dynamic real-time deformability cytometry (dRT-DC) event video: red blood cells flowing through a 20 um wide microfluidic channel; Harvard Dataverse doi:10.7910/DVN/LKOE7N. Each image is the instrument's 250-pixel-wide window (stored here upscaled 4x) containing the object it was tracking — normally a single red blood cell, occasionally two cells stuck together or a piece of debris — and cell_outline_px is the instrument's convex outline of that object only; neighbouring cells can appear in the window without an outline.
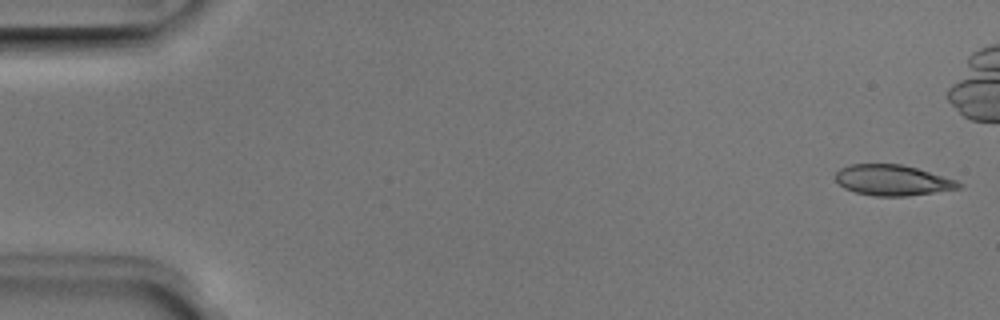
{"species": "Egyptian fruit bat (a non-hibernating species)", "species_latin": "Rousettus aegyptiacus", "temperature_condition": "room temperature", "stored_images_in_passage": 41, "camera_frame_rate_fps": 3000, "um_per_image_px": 0.085, "animal": {"sex": "male"}, "frame": {"image": 1, "passage_image": 1, "time_ms": 0.0, "image_size_px": [1000, 320], "cell_outline_px": [[964, 184], [960, 188], [908, 196], [876, 196], [856, 192], [844, 188], [836, 180], [836, 172], [840, 168], [852, 164], [900, 164], [916, 168], [956, 180]], "centroid_in_image_um": [75.86, 15.32], "position_along_channel_um": 9.1, "area_um2": 21.79}}
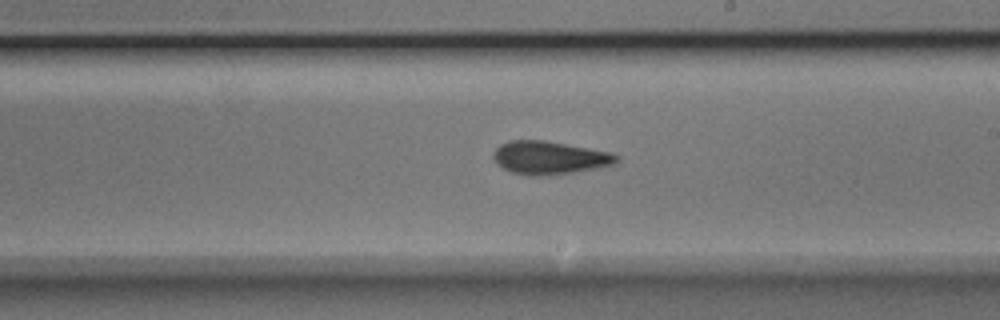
{"frame": {"image": 2, "passage_image": 29, "time_ms": 9.333, "image_size_px": [1000, 320], "cell_outline_px": [[620, 160], [616, 164], [596, 168], [572, 172], [536, 176], [528, 176], [512, 172], [504, 168], [492, 156], [492, 152], [500, 144], [508, 140], [544, 140], [612, 152], [620, 156]], "centroid_in_image_um": [46.74, 13.39], "position_along_channel_um": 242.3, "area_um2": 23.76}}
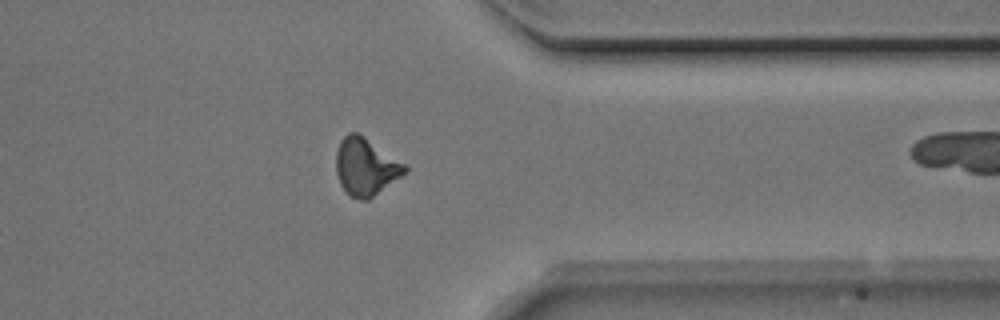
{"frame": {"image": 3, "passage_image": 40, "time_ms": 13.0, "image_size_px": [1000, 320], "cell_outline_px": [[408, 168], [400, 176], [368, 200], [360, 200], [352, 196], [340, 184], [336, 172], [336, 152], [340, 140], [348, 132], [360, 132], [408, 164]], "centroid_in_image_um": [31.09, 14.11], "position_along_channel_um": 380.3, "area_um2": 23.18}}